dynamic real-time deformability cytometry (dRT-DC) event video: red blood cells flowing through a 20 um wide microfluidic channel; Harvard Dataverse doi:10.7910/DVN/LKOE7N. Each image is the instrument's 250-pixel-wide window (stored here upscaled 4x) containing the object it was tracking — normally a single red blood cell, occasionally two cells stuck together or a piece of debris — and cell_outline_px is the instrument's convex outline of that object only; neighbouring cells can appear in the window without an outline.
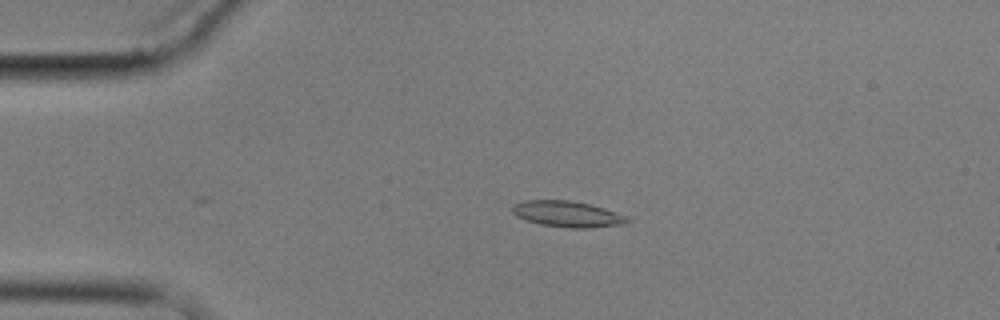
{"species": "common noctule bat (a hibernating species)", "species_latin": "Nyctalus noctula", "temperature_condition": "cold", "stored_images_in_passage": 5, "camera_frame_rate_fps": 3000, "um_per_image_px": 0.085, "animal": {"sex": "male", "body_mass_g": 17.9}, "frame": {"image": 1, "passage_image": 4, "time_ms": 3.333, "image_size_px": [1000, 320], "cell_outline_px": [[632, 220], [624, 224], [588, 228], [568, 228], [540, 224], [516, 216], [512, 212], [512, 204], [524, 200], [572, 200], [604, 208], [624, 216]], "centroid_in_image_um": [48.19, 18.19], "position_along_channel_um": 36.8, "area_um2": 17.34}}